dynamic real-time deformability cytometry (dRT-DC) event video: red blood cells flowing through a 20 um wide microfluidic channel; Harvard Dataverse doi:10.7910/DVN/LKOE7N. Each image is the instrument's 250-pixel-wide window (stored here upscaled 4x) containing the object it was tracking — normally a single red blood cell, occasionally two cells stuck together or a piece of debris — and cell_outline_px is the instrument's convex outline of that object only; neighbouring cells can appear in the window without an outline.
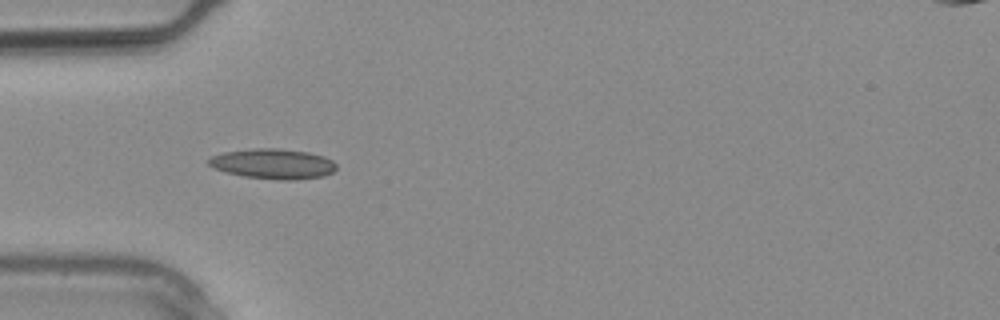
{"species": "common noctule bat (a hibernating species)", "species_latin": "Nyctalus noctula", "temperature_condition": "warm", "stored_images_in_passage": 8, "camera_frame_rate_fps": 3000, "um_per_image_px": 0.085, "animal": {"sex": "male", "body_mass_g": 20.4}, "frame": {"image": 1, "passage_image": 1, "time_ms": 0.0, "image_size_px": [1000, 320], "cell_outline_px": [[336, 168], [332, 172], [324, 176], [292, 180], [280, 180], [244, 176], [212, 168], [208, 164], [208, 160], [212, 156], [224, 152], [252, 148], [276, 148], [308, 152], [324, 156], [332, 160], [336, 164]], "centroid_in_image_um": [23.21, 13.92], "position_along_channel_um": 61.8, "area_um2": 22.37}}